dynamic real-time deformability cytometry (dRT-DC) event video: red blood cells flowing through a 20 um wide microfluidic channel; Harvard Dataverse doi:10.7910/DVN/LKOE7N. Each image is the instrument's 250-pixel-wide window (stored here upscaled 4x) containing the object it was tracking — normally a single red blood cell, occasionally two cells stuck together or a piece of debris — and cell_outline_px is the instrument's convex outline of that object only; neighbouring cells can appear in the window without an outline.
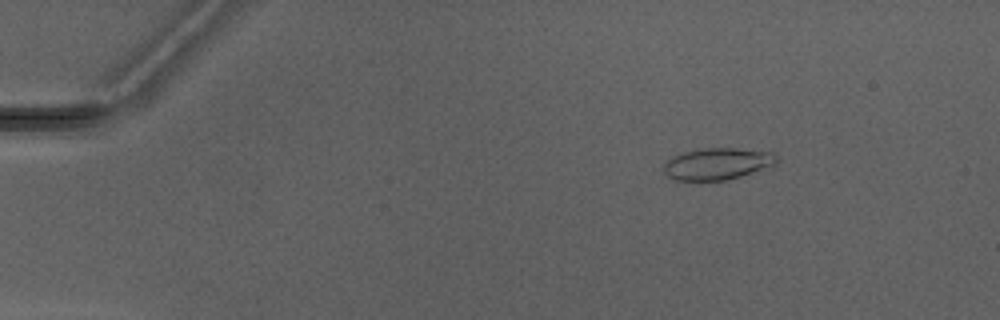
{"species": "Egyptian fruit bat (a non-hibernating species)", "species_latin": "Rousettus aegyptiacus", "temperature_condition": "warm", "stored_images_in_passage": 5, "camera_frame_rate_fps": 3000, "um_per_image_px": 0.085, "animal": {"sex": "male"}, "frame": {"image": 1, "passage_image": 2, "time_ms": 1.333, "image_size_px": [1000, 320], "cell_outline_px": [[780, 160], [772, 168], [728, 180], [676, 180], [668, 176], [664, 172], [664, 164], [672, 156], [684, 152], [700, 148], [736, 148], [772, 152], [780, 156]], "centroid_in_image_um": [61.08, 13.92], "position_along_channel_um": 23.9, "area_um2": 21.39}}